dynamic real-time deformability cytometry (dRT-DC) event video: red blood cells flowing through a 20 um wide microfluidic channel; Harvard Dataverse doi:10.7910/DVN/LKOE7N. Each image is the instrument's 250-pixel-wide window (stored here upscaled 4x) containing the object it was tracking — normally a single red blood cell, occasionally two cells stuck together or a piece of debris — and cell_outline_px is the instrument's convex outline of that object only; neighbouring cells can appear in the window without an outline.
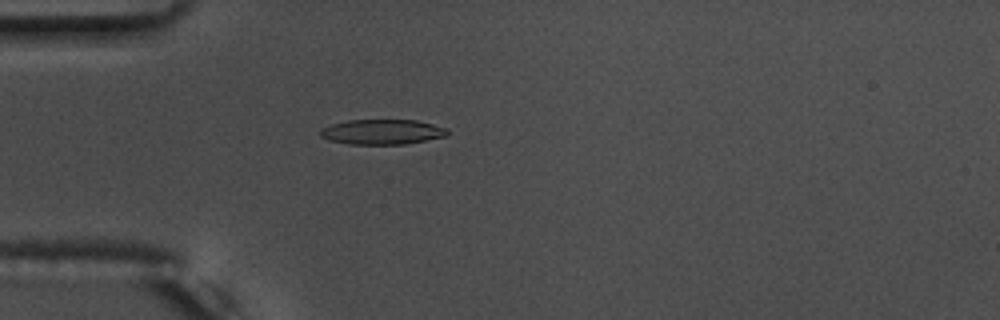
{"species": "common noctule bat (a hibernating species)", "species_latin": "Nyctalus noctula", "temperature_condition": "warm", "stored_images_in_passage": 56, "camera_frame_rate_fps": 3000, "um_per_image_px": 0.085, "animal": {"sex": "male", "body_mass_g": 17.5, "forearm_length_mm": 52.3}, "frame": {"image": 1, "passage_image": 17, "time_ms": 5.333, "image_size_px": [1000, 320], "cell_outline_px": [[448, 136], [404, 144], [348, 144], [328, 140], [320, 136], [320, 128], [332, 124], [348, 120], [416, 120], [448, 128]], "centroid_in_image_um": [32.48, 11.21], "position_along_channel_um": 52.5, "area_um2": 18.61}, "authors_computed_cell_mechanics": {"area_um2": 18.6983, "velocity_mm_per_s": 3.7466, "shape_relaxation_time_tau1_ms": 5.2155, "shape_relaxation_time_tau2_ms": 5.1288, "deformation_change_tau1": 0.1658, "deformation_change_tau2": 0.1619}}